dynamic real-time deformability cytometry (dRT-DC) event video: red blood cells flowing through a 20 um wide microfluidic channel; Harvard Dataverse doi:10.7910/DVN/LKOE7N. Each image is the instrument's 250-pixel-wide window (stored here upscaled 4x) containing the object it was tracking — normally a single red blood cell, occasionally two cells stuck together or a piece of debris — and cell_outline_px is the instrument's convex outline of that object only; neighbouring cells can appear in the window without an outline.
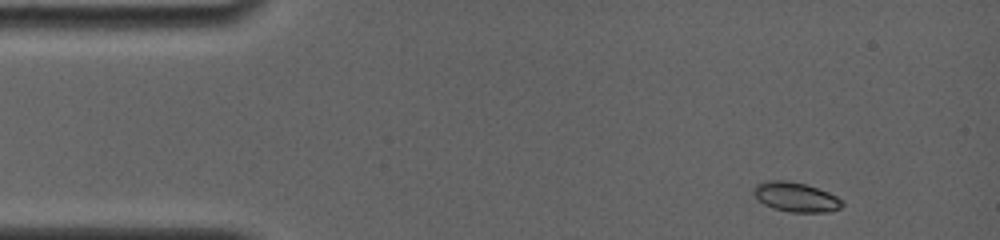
{"species": "common noctule bat (a hibernating species)", "species_latin": "Nyctalus noctula", "temperature_condition": "room temperature", "stored_images_in_passage": 8, "camera_frame_rate_fps": 4000, "um_per_image_px": 0.085, "animal": {"sex": "female", "body_mass_g": 19.0, "forearm_length_mm": 56.7}, "frame": {"image": 1, "passage_image": 1, "time_ms": 0.0, "image_size_px": [1000, 240], "cell_outline_px": [[844, 204], [840, 208], [828, 212], [788, 212], [772, 208], [756, 200], [752, 192], [752, 188], [756, 184], [768, 180], [788, 180], [804, 184], [828, 192], [844, 200]], "centroid_in_image_um": [67.6, 16.75], "position_along_channel_um": 17.4, "area_um2": 15.49}}
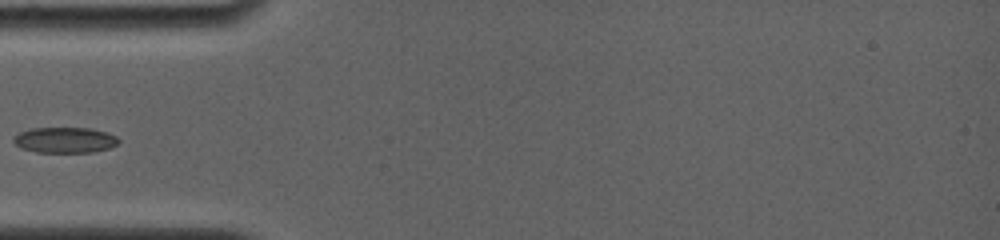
{"frame": {"image": 2, "passage_image": 5, "time_ms": 3.75, "image_size_px": [1000, 240], "cell_outline_px": [[120, 140], [116, 144], [108, 148], [92, 152], [36, 152], [20, 148], [12, 140], [12, 136], [20, 132], [32, 128], [88, 128], [108, 132], [116, 136]], "centroid_in_image_um": [5.48, 11.9], "position_along_channel_um": 79.5, "area_um2": 15.72}}
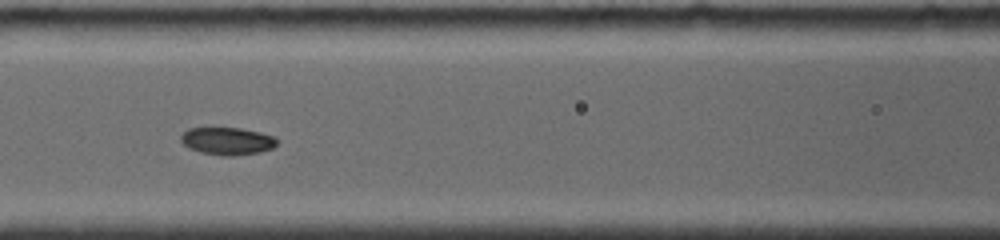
{"frame": {"image": 3, "passage_image": 7, "time_ms": 5.5, "image_size_px": [1000, 240], "cell_outline_px": [[276, 144], [272, 148], [260, 152], [232, 156], [224, 156], [200, 152], [188, 148], [180, 140], [180, 136], [188, 128], [240, 128], [260, 132], [276, 136]], "centroid_in_image_um": [19.31, 11.99], "position_along_channel_um": 147.3, "area_um2": 15.43}}